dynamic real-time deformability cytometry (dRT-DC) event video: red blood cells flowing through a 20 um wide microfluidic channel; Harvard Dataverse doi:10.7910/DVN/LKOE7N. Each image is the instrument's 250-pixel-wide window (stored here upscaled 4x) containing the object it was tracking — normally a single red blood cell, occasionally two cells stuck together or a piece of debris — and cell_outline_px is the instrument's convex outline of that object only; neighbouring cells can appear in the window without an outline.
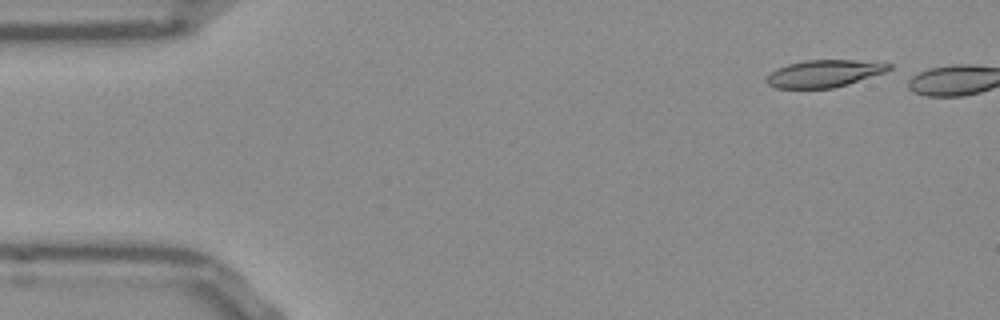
{"species": "Egyptian fruit bat (a non-hibernating species)", "species_latin": "Rousettus aegyptiacus", "temperature_condition": "room temperature", "stored_images_in_passage": 4, "camera_frame_rate_fps": 3000, "um_per_image_px": 0.085, "frame": {"image": 1, "passage_image": 2, "time_ms": 0.333, "image_size_px": [1000, 320], "cell_outline_px": [[892, 68], [884, 72], [848, 84], [832, 88], [776, 88], [768, 84], [764, 80], [776, 68], [788, 64], [804, 60], [856, 60], [892, 64]], "centroid_in_image_um": [70.03, 6.25], "position_along_channel_um": 15.0, "area_um2": 19.25}}